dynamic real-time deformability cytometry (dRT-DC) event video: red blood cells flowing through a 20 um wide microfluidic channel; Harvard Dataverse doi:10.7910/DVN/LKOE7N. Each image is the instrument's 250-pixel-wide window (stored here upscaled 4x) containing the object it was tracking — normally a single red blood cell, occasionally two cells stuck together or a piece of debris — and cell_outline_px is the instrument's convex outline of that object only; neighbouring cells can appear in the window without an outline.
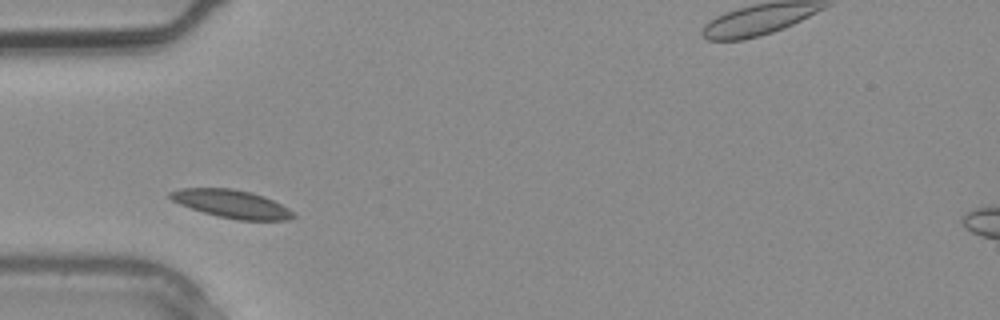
{"species": "common noctule bat (a hibernating species)", "species_latin": "Nyctalus noctula", "temperature_condition": "warm", "stored_images_in_passage": 4, "camera_frame_rate_fps": 3000, "um_per_image_px": 0.085, "animal": {"sex": "male", "body_mass_g": 20.4}, "frame": {"image": 1, "passage_image": 4, "time_ms": 1.0, "image_size_px": [1000, 320], "cell_outline_px": [[296, 216], [288, 220], [236, 220], [216, 216], [180, 204], [172, 200], [168, 196], [168, 192], [180, 188], [232, 188], [252, 192], [264, 196], [288, 208]], "centroid_in_image_um": [19.68, 17.32], "position_along_channel_um": 65.3, "area_um2": 20.11}}